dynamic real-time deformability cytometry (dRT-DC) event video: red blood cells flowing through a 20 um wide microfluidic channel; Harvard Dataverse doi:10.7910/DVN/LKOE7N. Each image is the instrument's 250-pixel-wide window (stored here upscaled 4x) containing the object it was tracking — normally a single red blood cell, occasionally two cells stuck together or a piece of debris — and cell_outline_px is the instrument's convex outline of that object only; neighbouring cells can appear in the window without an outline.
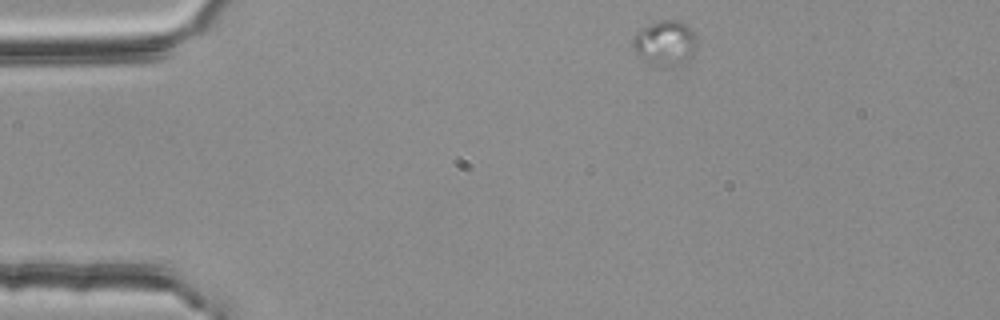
{"species": "common noctule bat (a hibernating species)", "species_latin": "Nyctalus noctula", "temperature_condition": "room temperature", "stored_images_in_passage": 23, "camera_frame_rate_fps": 3000, "um_per_image_px": 0.085, "animal": {"sex": "female", "body_mass_g": 25.1}, "frame": {"image": 1, "passage_image": 1, "time_ms": 0.0, "image_size_px": [1000, 320], "cell_outline_px": [[696, 44], [692, 56], [672, 68], [660, 68], [644, 60], [632, 48], [632, 36], [640, 28], [660, 20], [680, 20], [688, 24], [696, 32]], "centroid_in_image_um": [56.53, 3.65], "position_along_channel_um": 28.5, "area_um2": 17.28}}